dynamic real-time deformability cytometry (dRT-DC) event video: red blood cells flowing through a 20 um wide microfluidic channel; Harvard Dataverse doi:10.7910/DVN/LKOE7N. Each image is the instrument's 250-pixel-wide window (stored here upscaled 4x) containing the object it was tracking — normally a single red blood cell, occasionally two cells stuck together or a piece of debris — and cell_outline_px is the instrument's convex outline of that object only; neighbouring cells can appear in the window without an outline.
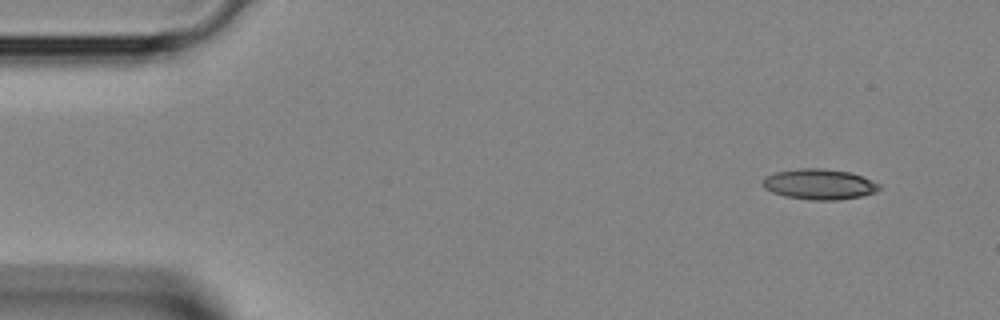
{"species": "Egyptian fruit bat (a non-hibernating species)", "species_latin": "Rousettus aegyptiacus", "temperature_condition": "room temperature", "stored_images_in_passage": 3, "camera_frame_rate_fps": 3000, "um_per_image_px": 0.085, "animal": {"sex": "female"}, "frame": {"image": 1, "passage_image": 1, "time_ms": 0.0, "image_size_px": [1000, 320], "cell_outline_px": [[880, 188], [872, 192], [860, 196], [836, 200], [812, 200], [784, 196], [772, 192], [764, 188], [760, 180], [764, 176], [776, 172], [800, 168], [824, 168], [848, 172], [860, 176], [880, 184]], "centroid_in_image_um": [69.55, 15.65], "position_along_channel_um": 15.4, "area_um2": 20.58}}